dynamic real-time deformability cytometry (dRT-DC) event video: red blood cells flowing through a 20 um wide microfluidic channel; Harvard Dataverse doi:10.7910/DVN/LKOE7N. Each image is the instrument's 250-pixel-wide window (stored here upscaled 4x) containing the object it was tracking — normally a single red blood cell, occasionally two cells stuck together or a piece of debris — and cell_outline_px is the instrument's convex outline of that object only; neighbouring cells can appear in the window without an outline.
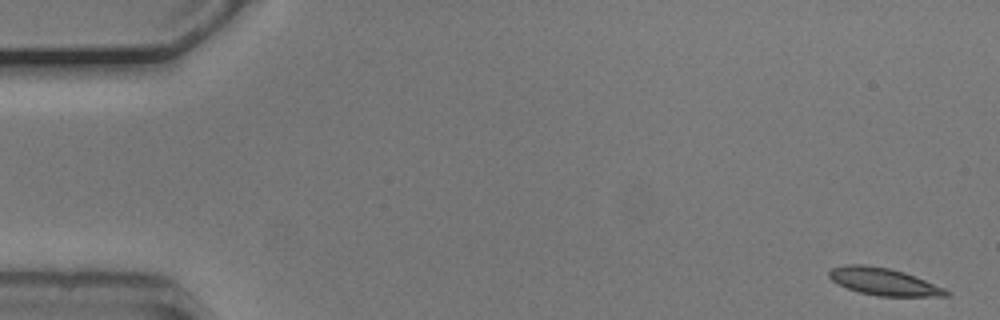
{"species": "common noctule bat (a hibernating species)", "species_latin": "Nyctalus noctula", "temperature_condition": "cold", "stored_images_in_passage": 13, "camera_frame_rate_fps": 3000, "um_per_image_px": 0.085, "animal": {"sex": "male", "body_mass_g": 20.5, "forearm_length_mm": 52.5}, "frame": {"image": 1, "passage_image": 1, "time_ms": 0.0, "image_size_px": [1000, 320], "cell_outline_px": [[952, 292], [948, 296], [876, 296], [860, 292], [848, 288], [832, 280], [828, 276], [828, 272], [832, 268], [844, 264], [864, 264], [888, 268], [904, 272], [944, 288]], "centroid_in_image_um": [75.1, 23.93], "position_along_channel_um": 9.9, "area_um2": 18.44}}